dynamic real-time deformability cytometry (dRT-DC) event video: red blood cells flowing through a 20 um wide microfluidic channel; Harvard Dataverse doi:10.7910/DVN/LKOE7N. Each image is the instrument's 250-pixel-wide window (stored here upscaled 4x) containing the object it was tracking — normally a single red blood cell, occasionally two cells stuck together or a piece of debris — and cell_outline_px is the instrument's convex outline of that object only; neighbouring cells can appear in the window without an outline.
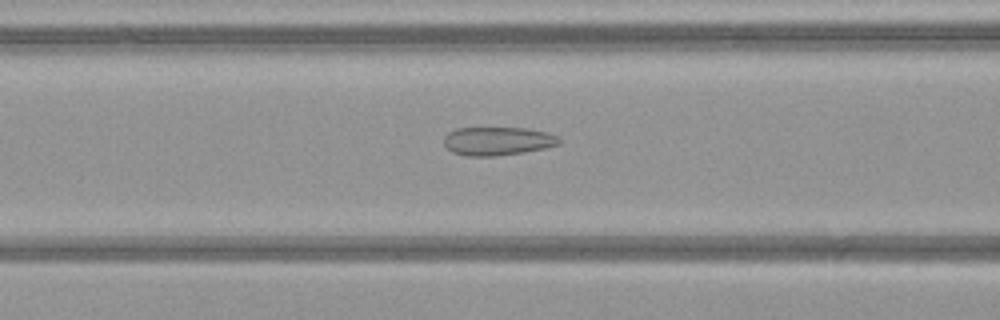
{"species": "common noctule bat (a hibernating species)", "species_latin": "Nyctalus noctula", "temperature_condition": "warm", "stored_images_in_passage": 39, "camera_frame_rate_fps": 3000, "um_per_image_px": 0.085, "animal": {"sex": "female", "body_mass_g": 21.9}, "frame": {"image": 1, "passage_image": 10, "time_ms": 3.0, "image_size_px": [1000, 320], "cell_outline_px": [[564, 140], [560, 144], [544, 148], [524, 152], [496, 156], [464, 156], [452, 152], [444, 144], [444, 136], [448, 132], [456, 128], [524, 128], [548, 132], [560, 136]], "centroid_in_image_um": [42.33, 11.99], "position_along_channel_um": 124.3, "area_um2": 19.36}}
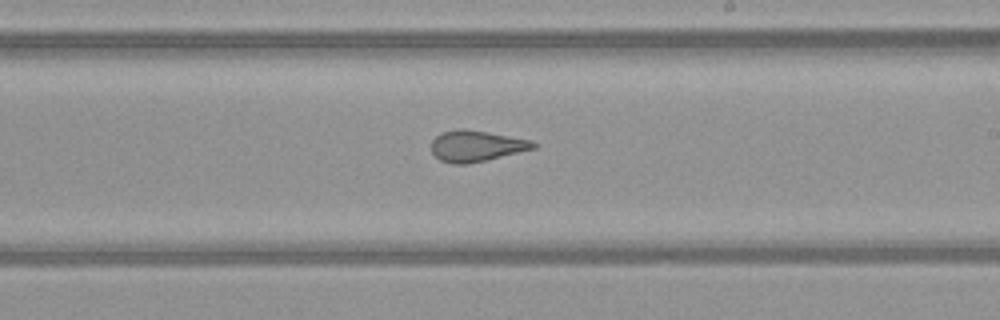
{"frame": {"image": 2, "passage_image": 19, "time_ms": 6.0, "image_size_px": [1000, 320], "cell_outline_px": [[536, 148], [468, 164], [452, 164], [440, 160], [432, 152], [432, 140], [440, 132], [460, 128], [464, 128], [488, 132], [532, 140], [536, 144]], "centroid_in_image_um": [40.46, 12.4], "position_along_channel_um": 248.5, "area_um2": 18.44}}
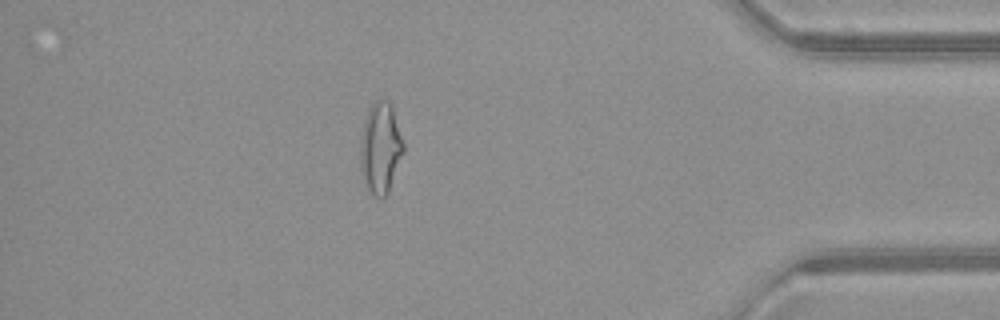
{"frame": {"image": 3, "passage_image": 33, "time_ms": 10.667, "image_size_px": [1000, 320], "cell_outline_px": [[404, 152], [388, 192], [380, 200], [368, 188], [364, 180], [360, 164], [360, 144], [364, 120], [368, 108], [380, 96], [388, 100], [392, 104], [404, 144]], "centroid_in_image_um": [32.35, 12.51], "position_along_channel_um": 402.9, "area_um2": 23.0}, "authors_computed_cell_mechanics": {"area_um2": 20.4612, "velocity_mm_per_s": 4.1397, "shape_relaxation_time_tau1_ms": null, "shape_relaxation_time_tau2_ms": 1.1033, "deformation_change_tau1": null, "deformation_change_tau2": 0.1025}}